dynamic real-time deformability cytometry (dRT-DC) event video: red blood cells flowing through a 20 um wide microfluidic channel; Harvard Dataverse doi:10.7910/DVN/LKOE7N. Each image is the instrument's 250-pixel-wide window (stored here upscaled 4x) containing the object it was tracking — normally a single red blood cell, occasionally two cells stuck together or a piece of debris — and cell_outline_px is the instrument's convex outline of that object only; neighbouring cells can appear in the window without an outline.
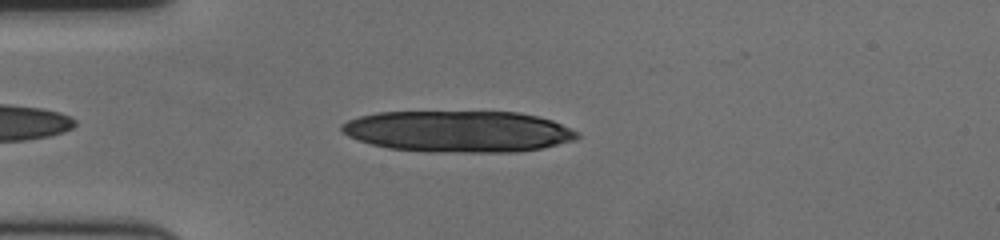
{"species": "human", "species_latin": "Homo sapiens", "temperature_condition": "cold", "stored_images_in_passage": 42, "camera_frame_rate_fps": 3000, "um_per_image_px": 0.085, "donor": {"sex": "female"}, "frame": {"image": 1, "passage_image": 4, "time_ms": 1.0, "image_size_px": [1000, 240], "cell_outline_px": [[580, 136], [576, 140], [540, 148], [516, 152], [428, 152], [388, 148], [356, 140], [340, 132], [340, 124], [348, 120], [360, 116], [376, 112], [516, 112], [536, 116], [552, 120], [580, 132]], "centroid_in_image_um": [38.93, 11.17], "position_along_channel_um": 46.1, "area_um2": 57.11}}
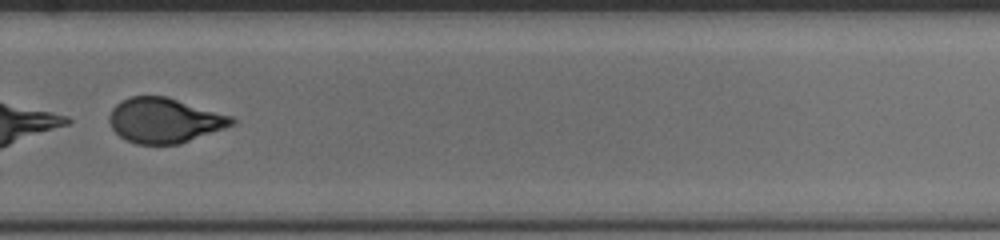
{"frame": {"image": 2, "passage_image": 29, "time_ms": 9.333, "image_size_px": [1000, 240], "cell_outline_px": [[236, 124], [180, 144], [136, 144], [120, 136], [112, 128], [108, 120], [108, 116], [112, 108], [120, 100], [132, 96], [168, 96], [232, 116], [236, 120]], "centroid_in_image_um": [13.98, 10.22], "position_along_channel_um": 315.8, "area_um2": 32.25}}
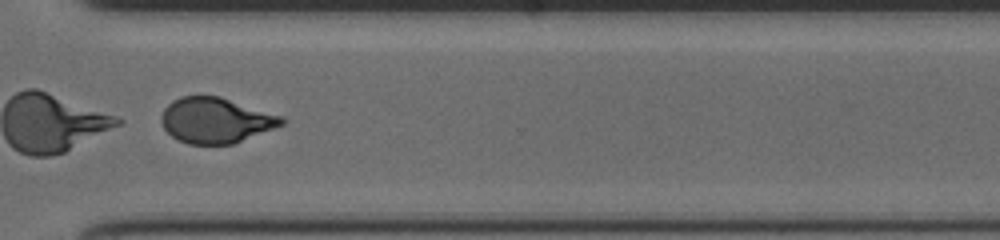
{"frame": {"image": 3, "passage_image": 32, "time_ms": 10.333, "image_size_px": [1000, 240], "cell_outline_px": [[288, 120], [284, 124], [232, 144], [188, 144], [172, 136], [164, 128], [160, 120], [160, 116], [164, 108], [172, 100], [180, 96], [220, 96], [284, 116]], "centroid_in_image_um": [18.35, 10.21], "position_along_channel_um": 352.3, "area_um2": 31.96}, "authors_computed_cell_mechanics": {"area_um2": 34.9979, "velocity_mm_per_s": 3.5834, "shape_relaxation_time_tau1_ms": 2.8199, "shape_relaxation_time_tau2_ms": 0.7183, "deformation_change_tau1": 0.3823, "deformation_change_tau2": 0.0721}}